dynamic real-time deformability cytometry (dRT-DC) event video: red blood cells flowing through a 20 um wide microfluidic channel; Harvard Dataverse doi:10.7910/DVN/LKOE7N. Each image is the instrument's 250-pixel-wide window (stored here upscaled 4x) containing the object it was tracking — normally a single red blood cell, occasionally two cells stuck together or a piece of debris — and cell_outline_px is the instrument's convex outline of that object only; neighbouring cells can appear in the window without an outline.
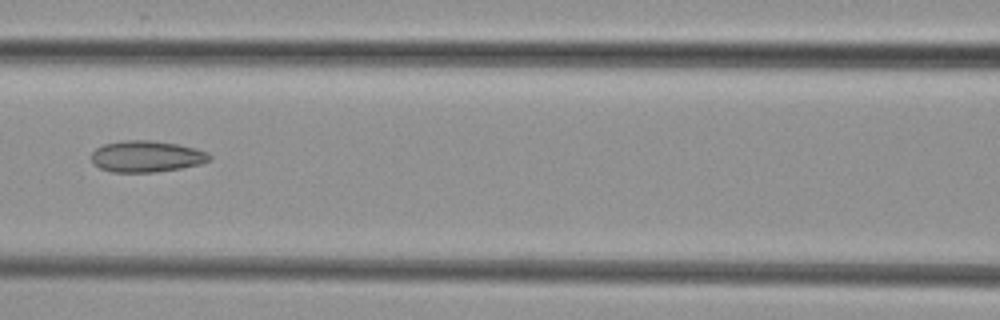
{"species": "common noctule bat (a hibernating species)", "species_latin": "Nyctalus noctula", "temperature_condition": "cold", "stored_images_in_passage": 8, "camera_frame_rate_fps": 3000, "um_per_image_px": 0.085, "animal": {"sex": "female", "body_mass_g": 29.2, "forearm_length_mm": 56.3}, "frame": {"image": 1, "passage_image": 7, "time_ms": 8.0, "image_size_px": [1000, 320], "cell_outline_px": [[212, 156], [208, 160], [200, 164], [180, 168], [156, 172], [112, 172], [100, 168], [92, 164], [92, 152], [96, 148], [104, 144], [124, 140], [148, 140], [176, 144], [196, 148], [208, 152]], "centroid_in_image_um": [12.43, 13.29], "position_along_channel_um": 154.2, "area_um2": 21.56}}
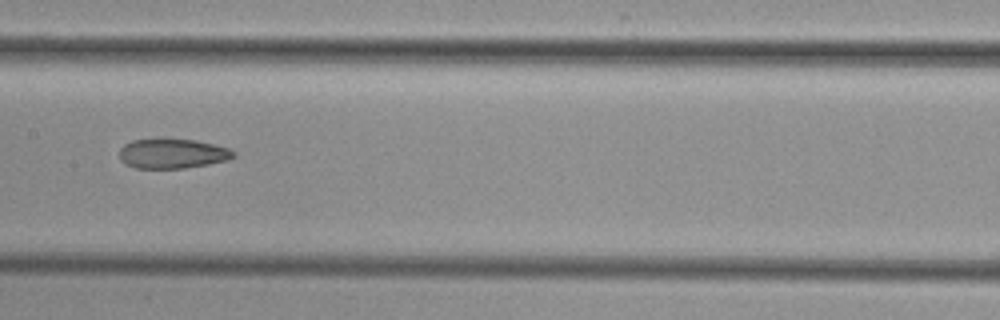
{"frame": {"image": 2, "passage_image": 8, "time_ms": 9.0, "image_size_px": [1000, 320], "cell_outline_px": [[236, 156], [228, 160], [208, 164], [184, 168], [136, 168], [124, 164], [120, 160], [120, 148], [124, 144], [132, 140], [164, 136], [196, 140], [228, 148], [236, 152]], "centroid_in_image_um": [14.63, 13.01], "position_along_channel_um": 192.8, "area_um2": 20.46}}